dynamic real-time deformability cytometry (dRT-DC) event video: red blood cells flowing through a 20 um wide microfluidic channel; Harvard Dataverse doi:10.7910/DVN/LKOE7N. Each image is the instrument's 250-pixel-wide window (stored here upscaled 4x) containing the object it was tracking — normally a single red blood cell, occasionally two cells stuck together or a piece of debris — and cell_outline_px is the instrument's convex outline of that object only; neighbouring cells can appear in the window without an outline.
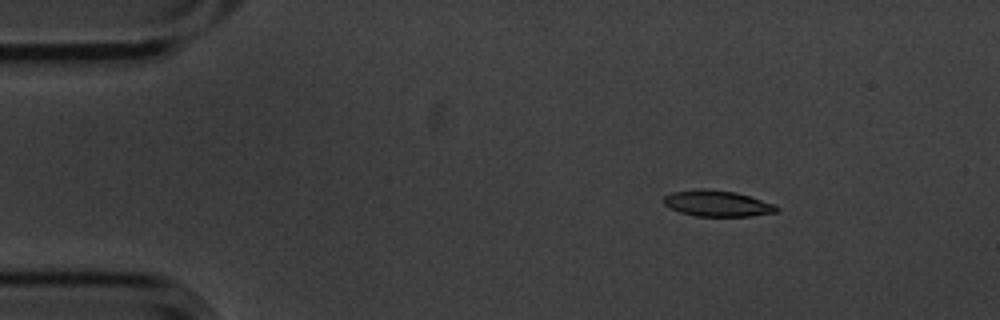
{"species": "common noctule bat (a hibernating species)", "species_latin": "Nyctalus noctula", "temperature_condition": "cold", "stored_images_in_passage": 4, "camera_frame_rate_fps": 3000, "um_per_image_px": 0.085, "animal": {"sex": "male", "body_mass_g": 20.1, "forearm_length_mm": 53.5}, "frame": {"image": 1, "passage_image": 2, "time_ms": 0.333, "image_size_px": [1000, 320], "cell_outline_px": [[780, 208], [776, 212], [752, 216], [696, 216], [680, 212], [668, 208], [660, 200], [664, 196], [672, 192], [704, 188], [708, 188], [736, 192], [776, 204]], "centroid_in_image_um": [60.95, 17.29], "position_along_channel_um": 24.1, "area_um2": 17.4}}